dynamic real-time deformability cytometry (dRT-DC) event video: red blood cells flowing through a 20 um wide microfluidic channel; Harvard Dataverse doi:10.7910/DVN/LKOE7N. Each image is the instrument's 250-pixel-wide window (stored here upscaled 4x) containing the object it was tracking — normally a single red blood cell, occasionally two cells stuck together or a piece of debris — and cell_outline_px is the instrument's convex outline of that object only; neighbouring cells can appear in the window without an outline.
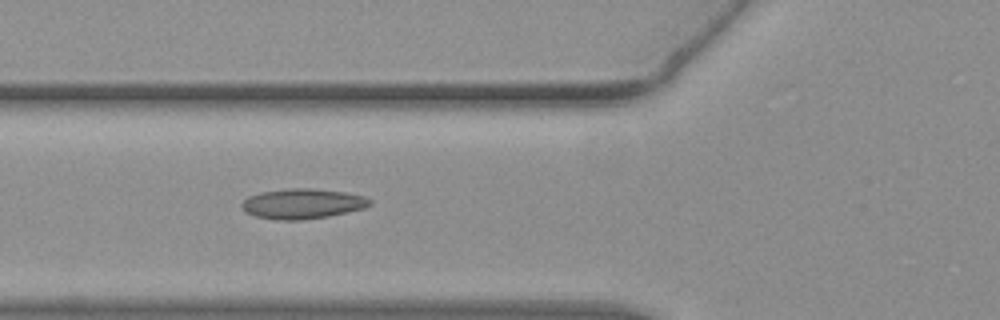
{"species": "common noctule bat (a hibernating species)", "species_latin": "Nyctalus noctula", "temperature_condition": "warm", "stored_images_in_passage": 36, "camera_frame_rate_fps": 3000, "um_per_image_px": 0.085, "animal": {"sex": "female", "body_mass_g": 19.3, "forearm_length_mm": 54.1}, "frame": {"image": 1, "passage_image": 4, "time_ms": 1.0, "image_size_px": [1000, 320], "cell_outline_px": [[372, 204], [364, 208], [348, 212], [328, 216], [300, 220], [276, 220], [256, 216], [244, 212], [240, 208], [240, 204], [248, 196], [260, 192], [288, 188], [312, 188], [344, 192], [364, 196], [372, 200]], "centroid_in_image_um": [25.68, 17.31], "position_along_channel_um": 100.1, "area_um2": 22.66}}
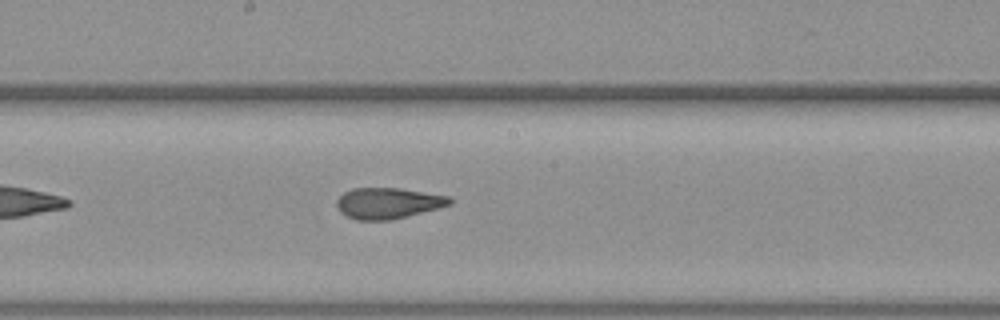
{"frame": {"image": 2, "passage_image": 13, "time_ms": 4.0, "image_size_px": [1000, 320], "cell_outline_px": [[452, 204], [408, 216], [392, 220], [356, 220], [340, 212], [336, 204], [336, 200], [344, 192], [352, 188], [400, 188], [448, 196], [452, 200]], "centroid_in_image_um": [32.96, 17.27], "position_along_channel_um": 215.2, "area_um2": 20.35}}
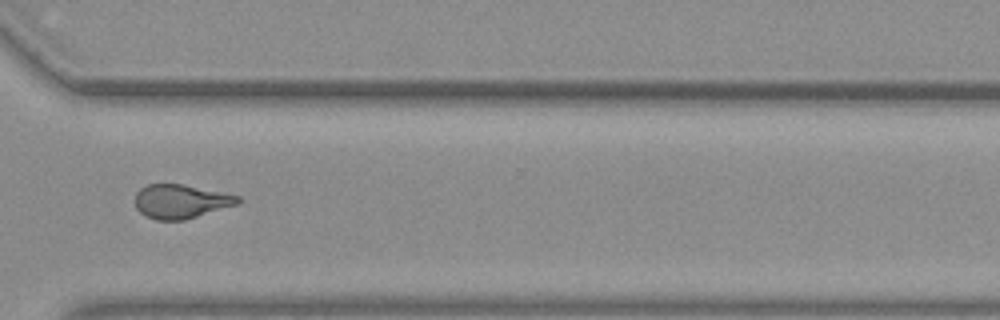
{"frame": {"image": 3, "passage_image": 24, "time_ms": 7.667, "image_size_px": [1000, 320], "cell_outline_px": [[240, 200], [236, 204], [184, 220], [156, 220], [144, 216], [136, 208], [136, 192], [140, 188], [148, 184], [180, 184], [240, 196]], "centroid_in_image_um": [15.31, 17.12], "position_along_channel_um": 355.3, "area_um2": 20.0}, "authors_computed_cell_mechanics": {"area_um2": 20.5768, "velocity_mm_per_s": 3.8204, "shape_relaxation_time_tau1_ms": null, "shape_relaxation_time_tau2_ms": 2.2118, "deformation_change_tau1": null, "deformation_change_tau2": 0.1127}}